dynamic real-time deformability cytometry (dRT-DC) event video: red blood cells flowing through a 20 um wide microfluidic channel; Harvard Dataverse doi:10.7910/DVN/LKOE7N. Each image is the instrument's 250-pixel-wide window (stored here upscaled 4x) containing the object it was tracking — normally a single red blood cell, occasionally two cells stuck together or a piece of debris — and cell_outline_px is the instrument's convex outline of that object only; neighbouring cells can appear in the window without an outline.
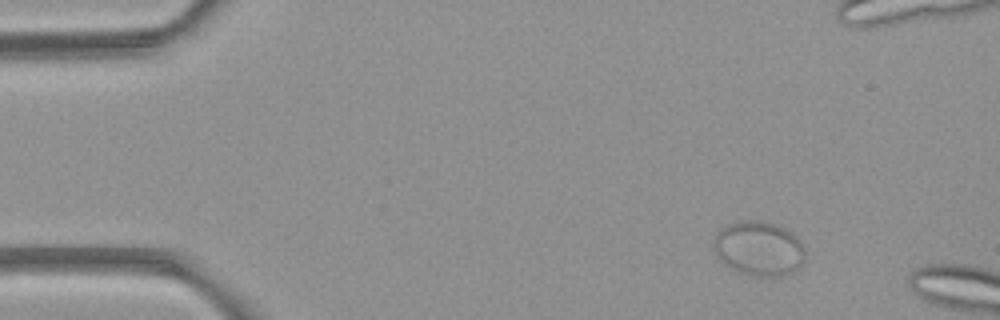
{"species": "common noctule bat (a hibernating species)", "species_latin": "Nyctalus noctula", "temperature_condition": "room temperature", "stored_images_in_passage": 3, "camera_frame_rate_fps": 3000, "um_per_image_px": 0.085, "animal": {"sex": "female", "body_mass_g": 21.9}, "frame": {"image": 1, "passage_image": 1, "time_ms": 0.0, "image_size_px": [1000, 320], "cell_outline_px": [[804, 260], [800, 268], [796, 272], [788, 276], [748, 276], [736, 272], [724, 264], [716, 256], [712, 244], [716, 232], [720, 228], [728, 224], [744, 220], [760, 220], [776, 224], [792, 232], [800, 240], [804, 248]], "centroid_in_image_um": [64.5, 21.15], "position_along_channel_um": 20.5, "area_um2": 29.88}}